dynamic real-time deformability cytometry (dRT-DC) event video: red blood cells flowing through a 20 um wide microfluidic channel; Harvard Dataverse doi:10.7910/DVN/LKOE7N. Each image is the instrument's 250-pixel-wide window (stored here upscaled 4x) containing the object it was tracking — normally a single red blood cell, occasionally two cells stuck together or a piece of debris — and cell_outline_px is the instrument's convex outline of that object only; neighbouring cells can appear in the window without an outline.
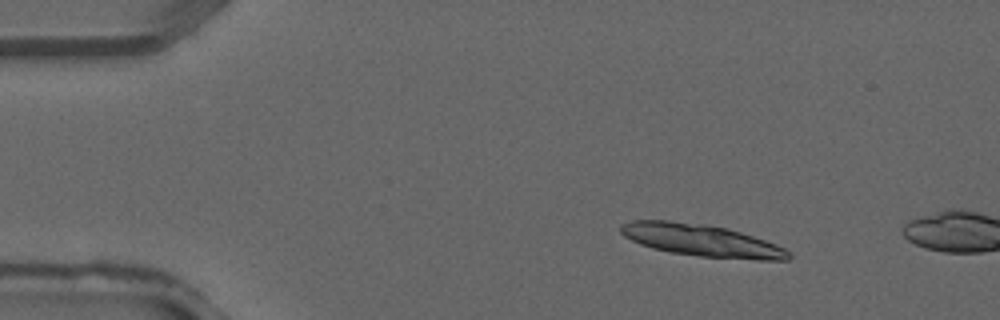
{"species": "common noctule bat (a hibernating species)", "species_latin": "Nyctalus noctula", "temperature_condition": "warm", "stored_images_in_passage": 7, "camera_frame_rate_fps": 3000, "um_per_image_px": 0.085, "animal": {"sex": "male", "forearm_length_mm": 52.5}, "frame": {"image": 1, "passage_image": 5, "time_ms": 1.333, "image_size_px": [1000, 320], "cell_outline_px": [[792, 256], [788, 260], [756, 260], [700, 256], [672, 252], [652, 248], [640, 244], [624, 236], [620, 232], [620, 224], [632, 220], [668, 220], [704, 224], [728, 228], [776, 244], [792, 252]], "centroid_in_image_um": [59.64, 20.43], "position_along_channel_um": 25.4, "area_um2": 31.39}}